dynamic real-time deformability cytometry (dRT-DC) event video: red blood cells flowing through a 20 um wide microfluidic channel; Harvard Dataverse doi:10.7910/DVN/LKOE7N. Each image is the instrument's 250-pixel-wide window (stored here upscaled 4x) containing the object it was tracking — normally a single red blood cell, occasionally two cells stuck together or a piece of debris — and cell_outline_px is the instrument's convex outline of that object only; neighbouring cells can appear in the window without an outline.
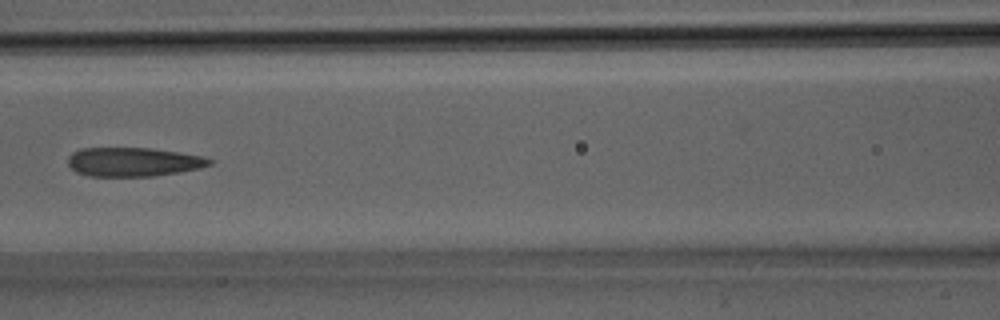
{"species": "Egyptian fruit bat (a non-hibernating species)", "species_latin": "Rousettus aegyptiacus", "temperature_condition": "room temperature", "stored_images_in_passage": 9, "camera_frame_rate_fps": 3000, "um_per_image_px": 0.085, "animal": {"sex": "male"}, "frame": {"image": 1, "passage_image": 6, "time_ms": 1.667, "image_size_px": [1000, 320], "cell_outline_px": [[216, 160], [212, 164], [200, 168], [180, 172], [152, 176], [88, 176], [76, 172], [68, 164], [68, 156], [72, 152], [80, 148], [152, 148], [180, 152], [204, 156]], "centroid_in_image_um": [11.37, 13.76], "position_along_channel_um": 155.2, "area_um2": 24.16}}
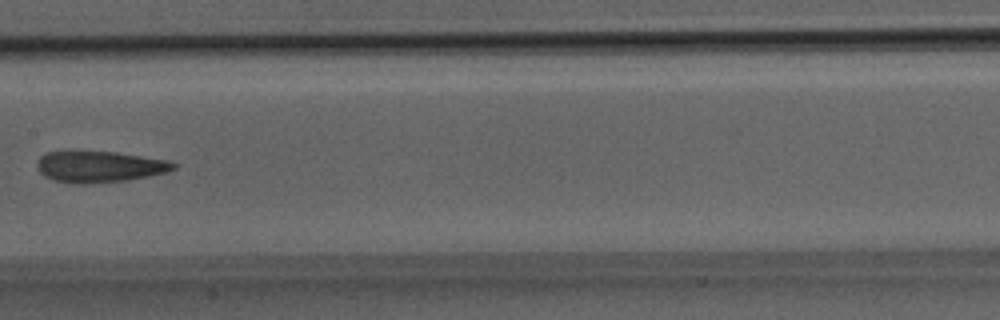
{"frame": {"image": 2, "passage_image": 8, "time_ms": 2.333, "image_size_px": [1000, 320], "cell_outline_px": [[176, 168], [168, 172], [128, 180], [84, 184], [80, 184], [56, 180], [44, 176], [40, 172], [36, 164], [40, 156], [48, 152], [116, 152], [168, 160], [176, 164]], "centroid_in_image_um": [8.49, 14.17], "position_along_channel_um": 198.9, "area_um2": 24.57}}